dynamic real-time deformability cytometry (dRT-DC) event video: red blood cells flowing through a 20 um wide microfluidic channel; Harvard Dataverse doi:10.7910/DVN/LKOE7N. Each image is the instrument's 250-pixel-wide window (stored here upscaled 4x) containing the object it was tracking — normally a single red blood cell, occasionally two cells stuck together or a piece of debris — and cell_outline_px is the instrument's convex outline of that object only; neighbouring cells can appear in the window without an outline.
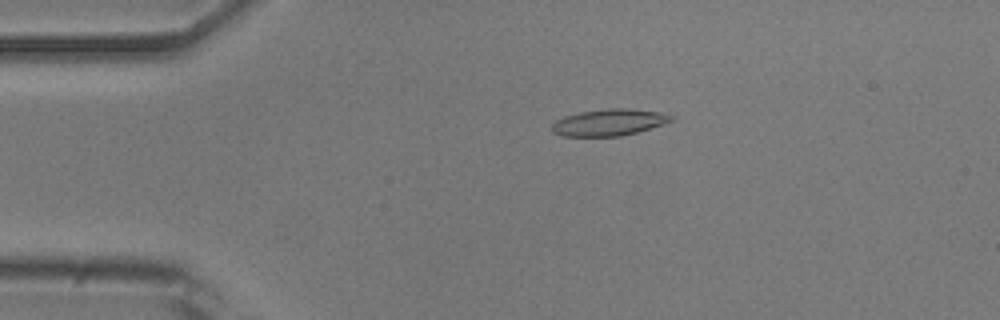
{"species": "common noctule bat (a hibernating species)", "species_latin": "Nyctalus noctula", "temperature_condition": "room temperature", "stored_images_in_passage": 40, "camera_frame_rate_fps": 3000, "um_per_image_px": 0.085, "animal": {"sex": "male", "body_mass_g": 20.5, "forearm_length_mm": 52.5}, "frame": {"image": 1, "passage_image": 10, "time_ms": 3.0, "image_size_px": [1000, 320], "cell_outline_px": [[676, 120], [664, 124], [636, 132], [620, 136], [560, 136], [552, 132], [552, 124], [556, 120], [564, 116], [580, 112], [608, 108], [632, 108], [660, 112], [676, 116]], "centroid_in_image_um": [51.8, 10.39], "position_along_channel_um": 33.2, "area_um2": 18.73}}
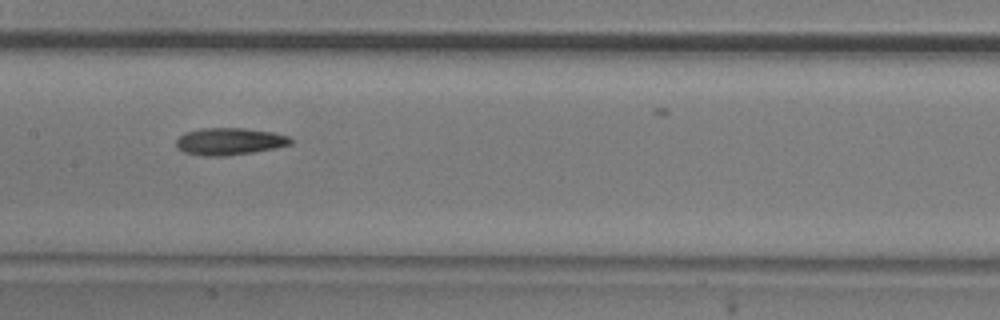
{"frame": {"image": 2, "passage_image": 25, "time_ms": 8.0, "image_size_px": [1000, 320], "cell_outline_px": [[292, 144], [276, 148], [228, 156], [204, 156], [184, 152], [176, 148], [176, 140], [184, 132], [200, 128], [244, 128], [272, 132], [288, 136], [292, 140]], "centroid_in_image_um": [19.48, 12.02], "position_along_channel_um": 187.9, "area_um2": 18.21}}
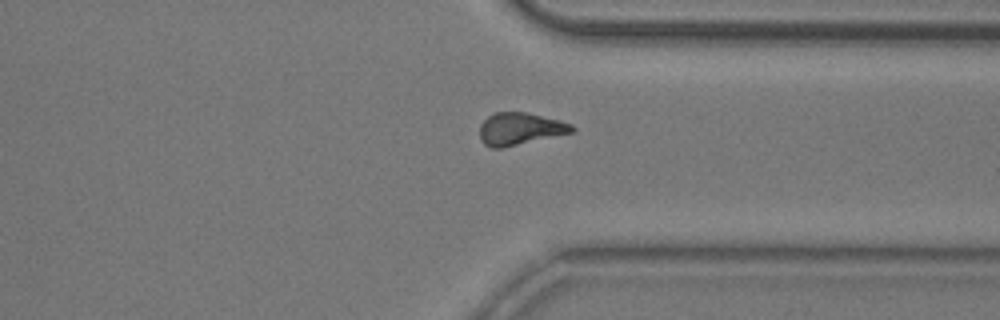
{"frame": {"image": 3, "passage_image": 39, "time_ms": 12.667, "image_size_px": [1000, 320], "cell_outline_px": [[576, 132], [500, 148], [492, 148], [484, 144], [480, 140], [480, 124], [492, 112], [524, 112], [560, 120], [572, 124], [576, 128]], "centroid_in_image_um": [44.21, 10.95], "position_along_channel_um": 367.2, "area_um2": 17.46}}